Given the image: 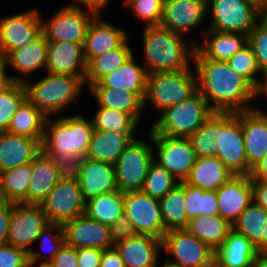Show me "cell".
<instances>
[{
    "label": "cell",
    "mask_w": 267,
    "mask_h": 267,
    "mask_svg": "<svg viewBox=\"0 0 267 267\" xmlns=\"http://www.w3.org/2000/svg\"><path fill=\"white\" fill-rule=\"evenodd\" d=\"M193 61L198 91L214 111L240 112L254 107L249 102L255 99V88L227 62L206 59L197 49Z\"/></svg>",
    "instance_id": "cell-1"
},
{
    "label": "cell",
    "mask_w": 267,
    "mask_h": 267,
    "mask_svg": "<svg viewBox=\"0 0 267 267\" xmlns=\"http://www.w3.org/2000/svg\"><path fill=\"white\" fill-rule=\"evenodd\" d=\"M186 41L183 35L161 26H145L142 44L147 73L193 69L190 61L193 63L196 43L189 46Z\"/></svg>",
    "instance_id": "cell-2"
},
{
    "label": "cell",
    "mask_w": 267,
    "mask_h": 267,
    "mask_svg": "<svg viewBox=\"0 0 267 267\" xmlns=\"http://www.w3.org/2000/svg\"><path fill=\"white\" fill-rule=\"evenodd\" d=\"M45 73L38 81L32 83L27 80L24 83L26 98L47 117H52L79 99L85 82L81 77L70 74Z\"/></svg>",
    "instance_id": "cell-3"
},
{
    "label": "cell",
    "mask_w": 267,
    "mask_h": 267,
    "mask_svg": "<svg viewBox=\"0 0 267 267\" xmlns=\"http://www.w3.org/2000/svg\"><path fill=\"white\" fill-rule=\"evenodd\" d=\"M94 128L92 120L82 114L60 117L53 121L47 117L41 150L45 154L63 155L71 152L86 154Z\"/></svg>",
    "instance_id": "cell-4"
},
{
    "label": "cell",
    "mask_w": 267,
    "mask_h": 267,
    "mask_svg": "<svg viewBox=\"0 0 267 267\" xmlns=\"http://www.w3.org/2000/svg\"><path fill=\"white\" fill-rule=\"evenodd\" d=\"M150 128L151 133L189 138L214 113L206 99L197 91L189 99L167 107Z\"/></svg>",
    "instance_id": "cell-5"
},
{
    "label": "cell",
    "mask_w": 267,
    "mask_h": 267,
    "mask_svg": "<svg viewBox=\"0 0 267 267\" xmlns=\"http://www.w3.org/2000/svg\"><path fill=\"white\" fill-rule=\"evenodd\" d=\"M197 91V75L191 69L149 73L144 110L147 107V102H149L154 109L161 112L167 107L189 99Z\"/></svg>",
    "instance_id": "cell-6"
},
{
    "label": "cell",
    "mask_w": 267,
    "mask_h": 267,
    "mask_svg": "<svg viewBox=\"0 0 267 267\" xmlns=\"http://www.w3.org/2000/svg\"><path fill=\"white\" fill-rule=\"evenodd\" d=\"M218 149L217 158L235 175L249 176L252 167L248 164L241 120L235 112L216 111V138Z\"/></svg>",
    "instance_id": "cell-7"
},
{
    "label": "cell",
    "mask_w": 267,
    "mask_h": 267,
    "mask_svg": "<svg viewBox=\"0 0 267 267\" xmlns=\"http://www.w3.org/2000/svg\"><path fill=\"white\" fill-rule=\"evenodd\" d=\"M148 144L141 138H135L123 150L114 164L116 185L119 191H141L147 172L154 162V150L151 145L152 133L149 131Z\"/></svg>",
    "instance_id": "cell-8"
},
{
    "label": "cell",
    "mask_w": 267,
    "mask_h": 267,
    "mask_svg": "<svg viewBox=\"0 0 267 267\" xmlns=\"http://www.w3.org/2000/svg\"><path fill=\"white\" fill-rule=\"evenodd\" d=\"M207 9L211 13L208 29L241 33L246 36L250 34L258 19L264 14L247 0H207Z\"/></svg>",
    "instance_id": "cell-9"
},
{
    "label": "cell",
    "mask_w": 267,
    "mask_h": 267,
    "mask_svg": "<svg viewBox=\"0 0 267 267\" xmlns=\"http://www.w3.org/2000/svg\"><path fill=\"white\" fill-rule=\"evenodd\" d=\"M97 14L81 4H66L46 22L42 20L43 34L48 42L84 44L88 27Z\"/></svg>",
    "instance_id": "cell-10"
},
{
    "label": "cell",
    "mask_w": 267,
    "mask_h": 267,
    "mask_svg": "<svg viewBox=\"0 0 267 267\" xmlns=\"http://www.w3.org/2000/svg\"><path fill=\"white\" fill-rule=\"evenodd\" d=\"M162 249L170 255L167 260L182 267L214 265L215 251L186 229L167 231L162 239Z\"/></svg>",
    "instance_id": "cell-11"
},
{
    "label": "cell",
    "mask_w": 267,
    "mask_h": 267,
    "mask_svg": "<svg viewBox=\"0 0 267 267\" xmlns=\"http://www.w3.org/2000/svg\"><path fill=\"white\" fill-rule=\"evenodd\" d=\"M48 222L63 224L85 214L86 200L77 177H61L54 190L40 204Z\"/></svg>",
    "instance_id": "cell-12"
},
{
    "label": "cell",
    "mask_w": 267,
    "mask_h": 267,
    "mask_svg": "<svg viewBox=\"0 0 267 267\" xmlns=\"http://www.w3.org/2000/svg\"><path fill=\"white\" fill-rule=\"evenodd\" d=\"M36 9L0 18V55L25 48L43 34L42 18Z\"/></svg>",
    "instance_id": "cell-13"
},
{
    "label": "cell",
    "mask_w": 267,
    "mask_h": 267,
    "mask_svg": "<svg viewBox=\"0 0 267 267\" xmlns=\"http://www.w3.org/2000/svg\"><path fill=\"white\" fill-rule=\"evenodd\" d=\"M154 161L180 182L185 181L196 163L197 155L189 138L152 133ZM157 156V157H156Z\"/></svg>",
    "instance_id": "cell-14"
},
{
    "label": "cell",
    "mask_w": 267,
    "mask_h": 267,
    "mask_svg": "<svg viewBox=\"0 0 267 267\" xmlns=\"http://www.w3.org/2000/svg\"><path fill=\"white\" fill-rule=\"evenodd\" d=\"M123 212L138 234L162 240L167 232L162 220L159 200L142 191L123 192Z\"/></svg>",
    "instance_id": "cell-15"
},
{
    "label": "cell",
    "mask_w": 267,
    "mask_h": 267,
    "mask_svg": "<svg viewBox=\"0 0 267 267\" xmlns=\"http://www.w3.org/2000/svg\"><path fill=\"white\" fill-rule=\"evenodd\" d=\"M50 223L40 204L13 203L9 223L8 244L29 253L40 232Z\"/></svg>",
    "instance_id": "cell-16"
},
{
    "label": "cell",
    "mask_w": 267,
    "mask_h": 267,
    "mask_svg": "<svg viewBox=\"0 0 267 267\" xmlns=\"http://www.w3.org/2000/svg\"><path fill=\"white\" fill-rule=\"evenodd\" d=\"M207 0H164L159 26L185 36L207 16Z\"/></svg>",
    "instance_id": "cell-17"
},
{
    "label": "cell",
    "mask_w": 267,
    "mask_h": 267,
    "mask_svg": "<svg viewBox=\"0 0 267 267\" xmlns=\"http://www.w3.org/2000/svg\"><path fill=\"white\" fill-rule=\"evenodd\" d=\"M65 244L82 248L105 250L113 247L109 225L89 218L86 214L62 224Z\"/></svg>",
    "instance_id": "cell-18"
},
{
    "label": "cell",
    "mask_w": 267,
    "mask_h": 267,
    "mask_svg": "<svg viewBox=\"0 0 267 267\" xmlns=\"http://www.w3.org/2000/svg\"><path fill=\"white\" fill-rule=\"evenodd\" d=\"M235 115L241 120L245 153L248 164L255 165L267 156V114L252 108Z\"/></svg>",
    "instance_id": "cell-19"
},
{
    "label": "cell",
    "mask_w": 267,
    "mask_h": 267,
    "mask_svg": "<svg viewBox=\"0 0 267 267\" xmlns=\"http://www.w3.org/2000/svg\"><path fill=\"white\" fill-rule=\"evenodd\" d=\"M47 38L42 34L36 41L18 50H13L4 59V75L5 79L10 82L25 83L30 80L29 75L37 69H44L47 65L48 57ZM8 66L13 67L19 75L11 76L6 73ZM17 76V77H16Z\"/></svg>",
    "instance_id": "cell-20"
},
{
    "label": "cell",
    "mask_w": 267,
    "mask_h": 267,
    "mask_svg": "<svg viewBox=\"0 0 267 267\" xmlns=\"http://www.w3.org/2000/svg\"><path fill=\"white\" fill-rule=\"evenodd\" d=\"M219 216L233 224L253 202L251 176H233L217 190Z\"/></svg>",
    "instance_id": "cell-21"
},
{
    "label": "cell",
    "mask_w": 267,
    "mask_h": 267,
    "mask_svg": "<svg viewBox=\"0 0 267 267\" xmlns=\"http://www.w3.org/2000/svg\"><path fill=\"white\" fill-rule=\"evenodd\" d=\"M97 14L90 23L83 44L87 64L95 57L120 47L128 38L126 30L116 27Z\"/></svg>",
    "instance_id": "cell-22"
},
{
    "label": "cell",
    "mask_w": 267,
    "mask_h": 267,
    "mask_svg": "<svg viewBox=\"0 0 267 267\" xmlns=\"http://www.w3.org/2000/svg\"><path fill=\"white\" fill-rule=\"evenodd\" d=\"M46 72L70 74L85 80L87 62L83 44L73 42H49Z\"/></svg>",
    "instance_id": "cell-23"
},
{
    "label": "cell",
    "mask_w": 267,
    "mask_h": 267,
    "mask_svg": "<svg viewBox=\"0 0 267 267\" xmlns=\"http://www.w3.org/2000/svg\"><path fill=\"white\" fill-rule=\"evenodd\" d=\"M125 267H159L162 240L138 234L114 245Z\"/></svg>",
    "instance_id": "cell-24"
},
{
    "label": "cell",
    "mask_w": 267,
    "mask_h": 267,
    "mask_svg": "<svg viewBox=\"0 0 267 267\" xmlns=\"http://www.w3.org/2000/svg\"><path fill=\"white\" fill-rule=\"evenodd\" d=\"M77 179L85 200L118 190L112 164L86 158Z\"/></svg>",
    "instance_id": "cell-25"
},
{
    "label": "cell",
    "mask_w": 267,
    "mask_h": 267,
    "mask_svg": "<svg viewBox=\"0 0 267 267\" xmlns=\"http://www.w3.org/2000/svg\"><path fill=\"white\" fill-rule=\"evenodd\" d=\"M40 150L37 139L0 132V173L32 162Z\"/></svg>",
    "instance_id": "cell-26"
},
{
    "label": "cell",
    "mask_w": 267,
    "mask_h": 267,
    "mask_svg": "<svg viewBox=\"0 0 267 267\" xmlns=\"http://www.w3.org/2000/svg\"><path fill=\"white\" fill-rule=\"evenodd\" d=\"M61 177L51 156L40 150L32 160L31 180L27 190L26 204H41L52 193Z\"/></svg>",
    "instance_id": "cell-27"
},
{
    "label": "cell",
    "mask_w": 267,
    "mask_h": 267,
    "mask_svg": "<svg viewBox=\"0 0 267 267\" xmlns=\"http://www.w3.org/2000/svg\"><path fill=\"white\" fill-rule=\"evenodd\" d=\"M247 44V36L241 33L206 30L202 44L196 49L206 58L227 62Z\"/></svg>",
    "instance_id": "cell-28"
},
{
    "label": "cell",
    "mask_w": 267,
    "mask_h": 267,
    "mask_svg": "<svg viewBox=\"0 0 267 267\" xmlns=\"http://www.w3.org/2000/svg\"><path fill=\"white\" fill-rule=\"evenodd\" d=\"M257 255L256 246L247 237L232 229L215 251L214 263L218 267H251Z\"/></svg>",
    "instance_id": "cell-29"
},
{
    "label": "cell",
    "mask_w": 267,
    "mask_h": 267,
    "mask_svg": "<svg viewBox=\"0 0 267 267\" xmlns=\"http://www.w3.org/2000/svg\"><path fill=\"white\" fill-rule=\"evenodd\" d=\"M133 54L121 67L103 77L99 82L104 87L135 93L143 102L147 89L148 73L138 65Z\"/></svg>",
    "instance_id": "cell-30"
},
{
    "label": "cell",
    "mask_w": 267,
    "mask_h": 267,
    "mask_svg": "<svg viewBox=\"0 0 267 267\" xmlns=\"http://www.w3.org/2000/svg\"><path fill=\"white\" fill-rule=\"evenodd\" d=\"M136 133H119L94 130L87 158L114 165L123 150L137 138Z\"/></svg>",
    "instance_id": "cell-31"
},
{
    "label": "cell",
    "mask_w": 267,
    "mask_h": 267,
    "mask_svg": "<svg viewBox=\"0 0 267 267\" xmlns=\"http://www.w3.org/2000/svg\"><path fill=\"white\" fill-rule=\"evenodd\" d=\"M235 176L217 157H197L189 177V185L202 190L216 191Z\"/></svg>",
    "instance_id": "cell-32"
},
{
    "label": "cell",
    "mask_w": 267,
    "mask_h": 267,
    "mask_svg": "<svg viewBox=\"0 0 267 267\" xmlns=\"http://www.w3.org/2000/svg\"><path fill=\"white\" fill-rule=\"evenodd\" d=\"M89 91L98 104V107H106L109 109L126 112L130 114L138 123L144 112V102L132 92L113 90L104 87L100 82L92 84Z\"/></svg>",
    "instance_id": "cell-33"
},
{
    "label": "cell",
    "mask_w": 267,
    "mask_h": 267,
    "mask_svg": "<svg viewBox=\"0 0 267 267\" xmlns=\"http://www.w3.org/2000/svg\"><path fill=\"white\" fill-rule=\"evenodd\" d=\"M185 229L216 251L232 230V224L219 215H201L190 219Z\"/></svg>",
    "instance_id": "cell-34"
},
{
    "label": "cell",
    "mask_w": 267,
    "mask_h": 267,
    "mask_svg": "<svg viewBox=\"0 0 267 267\" xmlns=\"http://www.w3.org/2000/svg\"><path fill=\"white\" fill-rule=\"evenodd\" d=\"M46 120L47 116L26 98L12 117L7 132L28 136L41 143Z\"/></svg>",
    "instance_id": "cell-35"
},
{
    "label": "cell",
    "mask_w": 267,
    "mask_h": 267,
    "mask_svg": "<svg viewBox=\"0 0 267 267\" xmlns=\"http://www.w3.org/2000/svg\"><path fill=\"white\" fill-rule=\"evenodd\" d=\"M133 54L127 39L120 47L93 58L87 64L85 86L89 88L92 84L99 82L103 77L121 67Z\"/></svg>",
    "instance_id": "cell-36"
},
{
    "label": "cell",
    "mask_w": 267,
    "mask_h": 267,
    "mask_svg": "<svg viewBox=\"0 0 267 267\" xmlns=\"http://www.w3.org/2000/svg\"><path fill=\"white\" fill-rule=\"evenodd\" d=\"M32 162L0 173V196L2 201L25 203L31 180Z\"/></svg>",
    "instance_id": "cell-37"
},
{
    "label": "cell",
    "mask_w": 267,
    "mask_h": 267,
    "mask_svg": "<svg viewBox=\"0 0 267 267\" xmlns=\"http://www.w3.org/2000/svg\"><path fill=\"white\" fill-rule=\"evenodd\" d=\"M185 181L180 182L159 200L162 220L167 231L185 229L188 216L185 210Z\"/></svg>",
    "instance_id": "cell-38"
},
{
    "label": "cell",
    "mask_w": 267,
    "mask_h": 267,
    "mask_svg": "<svg viewBox=\"0 0 267 267\" xmlns=\"http://www.w3.org/2000/svg\"><path fill=\"white\" fill-rule=\"evenodd\" d=\"M123 213V193L119 190L86 200L85 214L103 224L112 225Z\"/></svg>",
    "instance_id": "cell-39"
},
{
    "label": "cell",
    "mask_w": 267,
    "mask_h": 267,
    "mask_svg": "<svg viewBox=\"0 0 267 267\" xmlns=\"http://www.w3.org/2000/svg\"><path fill=\"white\" fill-rule=\"evenodd\" d=\"M53 230H56L55 233ZM37 241H40L39 244L41 245L43 251L47 252L48 254L46 253V255H43L44 253L40 254V252L38 253L34 250H31L28 253L29 267H34L36 263L38 267L46 266L51 263L54 256L59 252L60 248L65 243L62 225L50 223L40 232Z\"/></svg>",
    "instance_id": "cell-40"
},
{
    "label": "cell",
    "mask_w": 267,
    "mask_h": 267,
    "mask_svg": "<svg viewBox=\"0 0 267 267\" xmlns=\"http://www.w3.org/2000/svg\"><path fill=\"white\" fill-rule=\"evenodd\" d=\"M266 224L267 211L252 202L232 224V229L256 245L262 239Z\"/></svg>",
    "instance_id": "cell-41"
},
{
    "label": "cell",
    "mask_w": 267,
    "mask_h": 267,
    "mask_svg": "<svg viewBox=\"0 0 267 267\" xmlns=\"http://www.w3.org/2000/svg\"><path fill=\"white\" fill-rule=\"evenodd\" d=\"M184 204L188 221L201 215H219L216 191L202 190L186 181Z\"/></svg>",
    "instance_id": "cell-42"
},
{
    "label": "cell",
    "mask_w": 267,
    "mask_h": 267,
    "mask_svg": "<svg viewBox=\"0 0 267 267\" xmlns=\"http://www.w3.org/2000/svg\"><path fill=\"white\" fill-rule=\"evenodd\" d=\"M26 99L24 83L5 80L0 85V132H7L12 117Z\"/></svg>",
    "instance_id": "cell-43"
},
{
    "label": "cell",
    "mask_w": 267,
    "mask_h": 267,
    "mask_svg": "<svg viewBox=\"0 0 267 267\" xmlns=\"http://www.w3.org/2000/svg\"><path fill=\"white\" fill-rule=\"evenodd\" d=\"M94 130L119 133H136L139 123L128 113L106 107H99L91 117Z\"/></svg>",
    "instance_id": "cell-44"
},
{
    "label": "cell",
    "mask_w": 267,
    "mask_h": 267,
    "mask_svg": "<svg viewBox=\"0 0 267 267\" xmlns=\"http://www.w3.org/2000/svg\"><path fill=\"white\" fill-rule=\"evenodd\" d=\"M179 183L178 179L154 161L147 172L141 191L160 200Z\"/></svg>",
    "instance_id": "cell-45"
},
{
    "label": "cell",
    "mask_w": 267,
    "mask_h": 267,
    "mask_svg": "<svg viewBox=\"0 0 267 267\" xmlns=\"http://www.w3.org/2000/svg\"><path fill=\"white\" fill-rule=\"evenodd\" d=\"M215 138L216 111L189 137L197 157H217L218 149L215 146Z\"/></svg>",
    "instance_id": "cell-46"
},
{
    "label": "cell",
    "mask_w": 267,
    "mask_h": 267,
    "mask_svg": "<svg viewBox=\"0 0 267 267\" xmlns=\"http://www.w3.org/2000/svg\"><path fill=\"white\" fill-rule=\"evenodd\" d=\"M227 63L235 73L245 78L254 88L257 87L260 78H256L258 76L256 74H261V71L253 49L248 43Z\"/></svg>",
    "instance_id": "cell-47"
},
{
    "label": "cell",
    "mask_w": 267,
    "mask_h": 267,
    "mask_svg": "<svg viewBox=\"0 0 267 267\" xmlns=\"http://www.w3.org/2000/svg\"><path fill=\"white\" fill-rule=\"evenodd\" d=\"M247 43L253 49L261 73L266 72L267 71V13H264L258 19L254 29L247 36Z\"/></svg>",
    "instance_id": "cell-48"
},
{
    "label": "cell",
    "mask_w": 267,
    "mask_h": 267,
    "mask_svg": "<svg viewBox=\"0 0 267 267\" xmlns=\"http://www.w3.org/2000/svg\"><path fill=\"white\" fill-rule=\"evenodd\" d=\"M164 0H130L126 6H130L131 11L140 20H144V26H159Z\"/></svg>",
    "instance_id": "cell-49"
},
{
    "label": "cell",
    "mask_w": 267,
    "mask_h": 267,
    "mask_svg": "<svg viewBox=\"0 0 267 267\" xmlns=\"http://www.w3.org/2000/svg\"><path fill=\"white\" fill-rule=\"evenodd\" d=\"M47 155L51 156L57 171L63 177H77L87 158L86 154L74 152L63 155Z\"/></svg>",
    "instance_id": "cell-50"
},
{
    "label": "cell",
    "mask_w": 267,
    "mask_h": 267,
    "mask_svg": "<svg viewBox=\"0 0 267 267\" xmlns=\"http://www.w3.org/2000/svg\"><path fill=\"white\" fill-rule=\"evenodd\" d=\"M0 267H29L28 253L8 243L0 245Z\"/></svg>",
    "instance_id": "cell-51"
},
{
    "label": "cell",
    "mask_w": 267,
    "mask_h": 267,
    "mask_svg": "<svg viewBox=\"0 0 267 267\" xmlns=\"http://www.w3.org/2000/svg\"><path fill=\"white\" fill-rule=\"evenodd\" d=\"M109 232L113 246L138 235L134 225L124 213L112 225H109Z\"/></svg>",
    "instance_id": "cell-52"
},
{
    "label": "cell",
    "mask_w": 267,
    "mask_h": 267,
    "mask_svg": "<svg viewBox=\"0 0 267 267\" xmlns=\"http://www.w3.org/2000/svg\"><path fill=\"white\" fill-rule=\"evenodd\" d=\"M50 267H78L77 249L67 244H63L59 252L54 256L49 264Z\"/></svg>",
    "instance_id": "cell-53"
},
{
    "label": "cell",
    "mask_w": 267,
    "mask_h": 267,
    "mask_svg": "<svg viewBox=\"0 0 267 267\" xmlns=\"http://www.w3.org/2000/svg\"><path fill=\"white\" fill-rule=\"evenodd\" d=\"M103 250L96 248L77 249L78 267H100Z\"/></svg>",
    "instance_id": "cell-54"
},
{
    "label": "cell",
    "mask_w": 267,
    "mask_h": 267,
    "mask_svg": "<svg viewBox=\"0 0 267 267\" xmlns=\"http://www.w3.org/2000/svg\"><path fill=\"white\" fill-rule=\"evenodd\" d=\"M13 203H0V245L8 243L9 223L12 215Z\"/></svg>",
    "instance_id": "cell-55"
},
{
    "label": "cell",
    "mask_w": 267,
    "mask_h": 267,
    "mask_svg": "<svg viewBox=\"0 0 267 267\" xmlns=\"http://www.w3.org/2000/svg\"><path fill=\"white\" fill-rule=\"evenodd\" d=\"M253 202L267 211V180L251 178Z\"/></svg>",
    "instance_id": "cell-56"
},
{
    "label": "cell",
    "mask_w": 267,
    "mask_h": 267,
    "mask_svg": "<svg viewBox=\"0 0 267 267\" xmlns=\"http://www.w3.org/2000/svg\"><path fill=\"white\" fill-rule=\"evenodd\" d=\"M100 267H125L123 260L114 246L103 250Z\"/></svg>",
    "instance_id": "cell-57"
},
{
    "label": "cell",
    "mask_w": 267,
    "mask_h": 267,
    "mask_svg": "<svg viewBox=\"0 0 267 267\" xmlns=\"http://www.w3.org/2000/svg\"><path fill=\"white\" fill-rule=\"evenodd\" d=\"M73 2V4L76 5H79V3H81L84 8H88L97 12L98 14H102L103 10L107 7L110 0H74Z\"/></svg>",
    "instance_id": "cell-58"
},
{
    "label": "cell",
    "mask_w": 267,
    "mask_h": 267,
    "mask_svg": "<svg viewBox=\"0 0 267 267\" xmlns=\"http://www.w3.org/2000/svg\"><path fill=\"white\" fill-rule=\"evenodd\" d=\"M250 176L251 178L267 180V156L255 165Z\"/></svg>",
    "instance_id": "cell-59"
},
{
    "label": "cell",
    "mask_w": 267,
    "mask_h": 267,
    "mask_svg": "<svg viewBox=\"0 0 267 267\" xmlns=\"http://www.w3.org/2000/svg\"><path fill=\"white\" fill-rule=\"evenodd\" d=\"M262 79H259L258 85L255 88V98L266 96L267 97V71L261 73Z\"/></svg>",
    "instance_id": "cell-60"
},
{
    "label": "cell",
    "mask_w": 267,
    "mask_h": 267,
    "mask_svg": "<svg viewBox=\"0 0 267 267\" xmlns=\"http://www.w3.org/2000/svg\"><path fill=\"white\" fill-rule=\"evenodd\" d=\"M255 246L258 254H267V224L262 234V239Z\"/></svg>",
    "instance_id": "cell-61"
},
{
    "label": "cell",
    "mask_w": 267,
    "mask_h": 267,
    "mask_svg": "<svg viewBox=\"0 0 267 267\" xmlns=\"http://www.w3.org/2000/svg\"><path fill=\"white\" fill-rule=\"evenodd\" d=\"M251 267H267V254H258Z\"/></svg>",
    "instance_id": "cell-62"
},
{
    "label": "cell",
    "mask_w": 267,
    "mask_h": 267,
    "mask_svg": "<svg viewBox=\"0 0 267 267\" xmlns=\"http://www.w3.org/2000/svg\"><path fill=\"white\" fill-rule=\"evenodd\" d=\"M259 8L263 13H267V0H247Z\"/></svg>",
    "instance_id": "cell-63"
},
{
    "label": "cell",
    "mask_w": 267,
    "mask_h": 267,
    "mask_svg": "<svg viewBox=\"0 0 267 267\" xmlns=\"http://www.w3.org/2000/svg\"><path fill=\"white\" fill-rule=\"evenodd\" d=\"M5 75H4V59L0 55V85L5 81Z\"/></svg>",
    "instance_id": "cell-64"
},
{
    "label": "cell",
    "mask_w": 267,
    "mask_h": 267,
    "mask_svg": "<svg viewBox=\"0 0 267 267\" xmlns=\"http://www.w3.org/2000/svg\"><path fill=\"white\" fill-rule=\"evenodd\" d=\"M162 267H182V266L175 264L173 262H170L169 260H166Z\"/></svg>",
    "instance_id": "cell-65"
},
{
    "label": "cell",
    "mask_w": 267,
    "mask_h": 267,
    "mask_svg": "<svg viewBox=\"0 0 267 267\" xmlns=\"http://www.w3.org/2000/svg\"><path fill=\"white\" fill-rule=\"evenodd\" d=\"M130 0H124V5H126Z\"/></svg>",
    "instance_id": "cell-66"
}]
</instances>
